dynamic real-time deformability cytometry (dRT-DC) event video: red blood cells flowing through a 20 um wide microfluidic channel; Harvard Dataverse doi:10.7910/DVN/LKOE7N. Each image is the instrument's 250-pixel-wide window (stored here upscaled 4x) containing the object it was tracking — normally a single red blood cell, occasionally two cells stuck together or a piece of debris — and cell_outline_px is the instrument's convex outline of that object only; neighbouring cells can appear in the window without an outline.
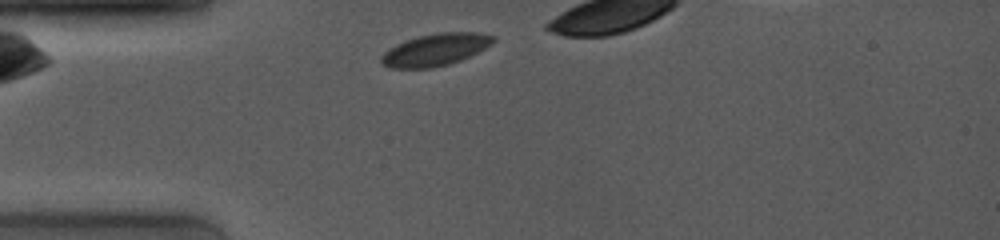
{"species": "common noctule bat (a hibernating species)", "species_latin": "Nyctalus noctula", "temperature_condition": "room temperature", "stored_images_in_passage": 14, "camera_frame_rate_fps": 4000, "um_per_image_px": 0.085, "animal": {"sex": "female", "body_mass_g": 19.0, "forearm_length_mm": 53.3}, "frame": {"image": 1, "passage_image": 3, "time_ms": 0.5, "image_size_px": [1000, 240], "cell_outline_px": [[496, 40], [492, 44], [460, 60], [448, 64], [432, 68], [388, 68], [380, 64], [380, 56], [384, 52], [396, 44], [420, 36], [440, 32], [480, 32], [496, 36]], "centroid_in_image_um": [37.0, 4.23], "position_along_channel_um": 48.0, "area_um2": 20.92}}
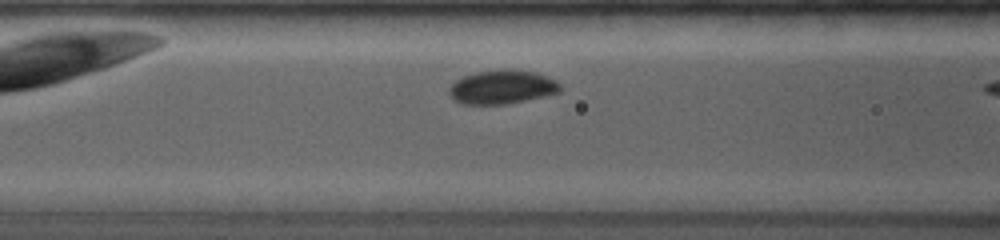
{"frame": {"image": 2, "passage_image": 12, "time_ms": 2.75, "image_size_px": [1000, 240], "cell_outline_px": [[560, 92], [544, 96], [508, 104], [464, 104], [452, 100], [448, 92], [448, 88], [456, 80], [464, 76], [476, 72], [536, 72], [560, 84]], "centroid_in_image_um": [42.61, 7.46], "position_along_channel_um": 124.0, "area_um2": 21.04}}